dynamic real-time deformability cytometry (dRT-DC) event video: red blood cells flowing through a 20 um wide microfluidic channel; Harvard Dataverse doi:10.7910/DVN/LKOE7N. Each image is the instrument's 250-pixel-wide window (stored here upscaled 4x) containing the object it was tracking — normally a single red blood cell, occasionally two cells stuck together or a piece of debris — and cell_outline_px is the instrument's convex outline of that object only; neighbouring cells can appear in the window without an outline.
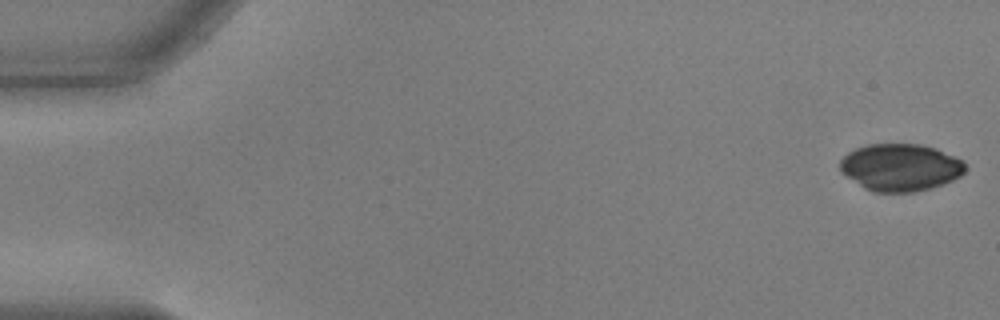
{"species": "common noctule bat (a hibernating species)", "species_latin": "Nyctalus noctula", "temperature_condition": "warm", "stored_images_in_passage": 54, "camera_frame_rate_fps": 3000, "um_per_image_px": 0.085, "animal": {"sex": "male", "body_mass_g": 17.9, "forearm_length_mm": 54.2}, "frame": {"image": 1, "passage_image": 1, "time_ms": 0.0, "image_size_px": [1000, 320], "cell_outline_px": [[964, 172], [960, 176], [944, 184], [912, 192], [872, 192], [864, 188], [840, 172], [840, 160], [848, 152], [856, 148], [868, 144], [920, 144], [936, 148], [960, 160], [964, 164]], "centroid_in_image_um": [76.49, 14.23], "position_along_channel_um": 8.5, "area_um2": 34.28}}